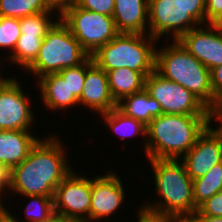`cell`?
<instances>
[{
  "label": "cell",
  "mask_w": 222,
  "mask_h": 222,
  "mask_svg": "<svg viewBox=\"0 0 222 222\" xmlns=\"http://www.w3.org/2000/svg\"><path fill=\"white\" fill-rule=\"evenodd\" d=\"M49 137L40 139L27 158L10 170L8 189L22 196H54L57 186L73 169L67 162L62 140Z\"/></svg>",
  "instance_id": "cell-1"
},
{
  "label": "cell",
  "mask_w": 222,
  "mask_h": 222,
  "mask_svg": "<svg viewBox=\"0 0 222 222\" xmlns=\"http://www.w3.org/2000/svg\"><path fill=\"white\" fill-rule=\"evenodd\" d=\"M210 115L166 114L147 125L145 154L148 159H179L209 126Z\"/></svg>",
  "instance_id": "cell-2"
},
{
  "label": "cell",
  "mask_w": 222,
  "mask_h": 222,
  "mask_svg": "<svg viewBox=\"0 0 222 222\" xmlns=\"http://www.w3.org/2000/svg\"><path fill=\"white\" fill-rule=\"evenodd\" d=\"M154 169L155 190L159 203L143 204L142 208L173 218L193 217L197 211L193 197V180L178 159H148Z\"/></svg>",
  "instance_id": "cell-3"
},
{
  "label": "cell",
  "mask_w": 222,
  "mask_h": 222,
  "mask_svg": "<svg viewBox=\"0 0 222 222\" xmlns=\"http://www.w3.org/2000/svg\"><path fill=\"white\" fill-rule=\"evenodd\" d=\"M155 70L163 77L178 83L192 92L211 111L214 110V94L211 86V72L178 40L172 45L156 48Z\"/></svg>",
  "instance_id": "cell-4"
},
{
  "label": "cell",
  "mask_w": 222,
  "mask_h": 222,
  "mask_svg": "<svg viewBox=\"0 0 222 222\" xmlns=\"http://www.w3.org/2000/svg\"><path fill=\"white\" fill-rule=\"evenodd\" d=\"M156 41L149 34L119 33L91 56L105 72L126 67L146 78L155 71Z\"/></svg>",
  "instance_id": "cell-5"
},
{
  "label": "cell",
  "mask_w": 222,
  "mask_h": 222,
  "mask_svg": "<svg viewBox=\"0 0 222 222\" xmlns=\"http://www.w3.org/2000/svg\"><path fill=\"white\" fill-rule=\"evenodd\" d=\"M89 56L60 19L43 38L35 61L25 71H31L39 79L64 68L78 66Z\"/></svg>",
  "instance_id": "cell-6"
},
{
  "label": "cell",
  "mask_w": 222,
  "mask_h": 222,
  "mask_svg": "<svg viewBox=\"0 0 222 222\" xmlns=\"http://www.w3.org/2000/svg\"><path fill=\"white\" fill-rule=\"evenodd\" d=\"M58 16L90 56L119 34L112 16L88 11L76 4Z\"/></svg>",
  "instance_id": "cell-7"
},
{
  "label": "cell",
  "mask_w": 222,
  "mask_h": 222,
  "mask_svg": "<svg viewBox=\"0 0 222 222\" xmlns=\"http://www.w3.org/2000/svg\"><path fill=\"white\" fill-rule=\"evenodd\" d=\"M145 90L161 105L162 112L179 115H210L211 110L192 92L156 70L145 78Z\"/></svg>",
  "instance_id": "cell-8"
},
{
  "label": "cell",
  "mask_w": 222,
  "mask_h": 222,
  "mask_svg": "<svg viewBox=\"0 0 222 222\" xmlns=\"http://www.w3.org/2000/svg\"><path fill=\"white\" fill-rule=\"evenodd\" d=\"M71 171L54 191L55 216L70 222H90L92 179Z\"/></svg>",
  "instance_id": "cell-9"
},
{
  "label": "cell",
  "mask_w": 222,
  "mask_h": 222,
  "mask_svg": "<svg viewBox=\"0 0 222 222\" xmlns=\"http://www.w3.org/2000/svg\"><path fill=\"white\" fill-rule=\"evenodd\" d=\"M199 25L178 0L148 1V34L157 40L161 36L169 35L170 32L172 35L170 37L178 40L183 34Z\"/></svg>",
  "instance_id": "cell-10"
},
{
  "label": "cell",
  "mask_w": 222,
  "mask_h": 222,
  "mask_svg": "<svg viewBox=\"0 0 222 222\" xmlns=\"http://www.w3.org/2000/svg\"><path fill=\"white\" fill-rule=\"evenodd\" d=\"M178 41L210 71L222 65L221 24L208 23L202 27L199 25L183 34Z\"/></svg>",
  "instance_id": "cell-11"
},
{
  "label": "cell",
  "mask_w": 222,
  "mask_h": 222,
  "mask_svg": "<svg viewBox=\"0 0 222 222\" xmlns=\"http://www.w3.org/2000/svg\"><path fill=\"white\" fill-rule=\"evenodd\" d=\"M21 86L13 79L0 91V130L30 131L34 114Z\"/></svg>",
  "instance_id": "cell-12"
},
{
  "label": "cell",
  "mask_w": 222,
  "mask_h": 222,
  "mask_svg": "<svg viewBox=\"0 0 222 222\" xmlns=\"http://www.w3.org/2000/svg\"><path fill=\"white\" fill-rule=\"evenodd\" d=\"M95 177L92 179L90 221L96 222L119 210L125 200V191L121 179L112 170Z\"/></svg>",
  "instance_id": "cell-13"
},
{
  "label": "cell",
  "mask_w": 222,
  "mask_h": 222,
  "mask_svg": "<svg viewBox=\"0 0 222 222\" xmlns=\"http://www.w3.org/2000/svg\"><path fill=\"white\" fill-rule=\"evenodd\" d=\"M187 174L192 180L205 175L222 162V141L209 125L197 138L195 145L182 157Z\"/></svg>",
  "instance_id": "cell-14"
},
{
  "label": "cell",
  "mask_w": 222,
  "mask_h": 222,
  "mask_svg": "<svg viewBox=\"0 0 222 222\" xmlns=\"http://www.w3.org/2000/svg\"><path fill=\"white\" fill-rule=\"evenodd\" d=\"M79 105L95 110L98 114L117 108V102L109 88L107 74L93 61L92 56L87 58V71Z\"/></svg>",
  "instance_id": "cell-15"
},
{
  "label": "cell",
  "mask_w": 222,
  "mask_h": 222,
  "mask_svg": "<svg viewBox=\"0 0 222 222\" xmlns=\"http://www.w3.org/2000/svg\"><path fill=\"white\" fill-rule=\"evenodd\" d=\"M148 1L115 0L112 17L119 33L148 34Z\"/></svg>",
  "instance_id": "cell-16"
},
{
  "label": "cell",
  "mask_w": 222,
  "mask_h": 222,
  "mask_svg": "<svg viewBox=\"0 0 222 222\" xmlns=\"http://www.w3.org/2000/svg\"><path fill=\"white\" fill-rule=\"evenodd\" d=\"M40 140L24 130H0V161L11 170L23 162Z\"/></svg>",
  "instance_id": "cell-17"
},
{
  "label": "cell",
  "mask_w": 222,
  "mask_h": 222,
  "mask_svg": "<svg viewBox=\"0 0 222 222\" xmlns=\"http://www.w3.org/2000/svg\"><path fill=\"white\" fill-rule=\"evenodd\" d=\"M37 86L40 88L42 101L47 109H67L79 104V99L71 92L67 81L58 73H51L38 79Z\"/></svg>",
  "instance_id": "cell-18"
},
{
  "label": "cell",
  "mask_w": 222,
  "mask_h": 222,
  "mask_svg": "<svg viewBox=\"0 0 222 222\" xmlns=\"http://www.w3.org/2000/svg\"><path fill=\"white\" fill-rule=\"evenodd\" d=\"M117 109L125 116L134 118L147 126L153 118L163 114L161 105L152 98L145 88L123 97L117 102Z\"/></svg>",
  "instance_id": "cell-19"
},
{
  "label": "cell",
  "mask_w": 222,
  "mask_h": 222,
  "mask_svg": "<svg viewBox=\"0 0 222 222\" xmlns=\"http://www.w3.org/2000/svg\"><path fill=\"white\" fill-rule=\"evenodd\" d=\"M106 74L111 94L116 102L125 96L142 91L145 87V77L129 68L112 69Z\"/></svg>",
  "instance_id": "cell-20"
},
{
  "label": "cell",
  "mask_w": 222,
  "mask_h": 222,
  "mask_svg": "<svg viewBox=\"0 0 222 222\" xmlns=\"http://www.w3.org/2000/svg\"><path fill=\"white\" fill-rule=\"evenodd\" d=\"M220 190H222V162L216 164L202 177L193 180L195 206L198 208Z\"/></svg>",
  "instance_id": "cell-21"
},
{
  "label": "cell",
  "mask_w": 222,
  "mask_h": 222,
  "mask_svg": "<svg viewBox=\"0 0 222 222\" xmlns=\"http://www.w3.org/2000/svg\"><path fill=\"white\" fill-rule=\"evenodd\" d=\"M106 122L107 127H110L114 133L121 136L123 139L131 136L144 135L146 136L147 126L142 122L125 116L117 108L110 110L107 113L100 114Z\"/></svg>",
  "instance_id": "cell-22"
},
{
  "label": "cell",
  "mask_w": 222,
  "mask_h": 222,
  "mask_svg": "<svg viewBox=\"0 0 222 222\" xmlns=\"http://www.w3.org/2000/svg\"><path fill=\"white\" fill-rule=\"evenodd\" d=\"M45 36L21 34L14 51L9 53V61L26 70L36 59Z\"/></svg>",
  "instance_id": "cell-23"
},
{
  "label": "cell",
  "mask_w": 222,
  "mask_h": 222,
  "mask_svg": "<svg viewBox=\"0 0 222 222\" xmlns=\"http://www.w3.org/2000/svg\"><path fill=\"white\" fill-rule=\"evenodd\" d=\"M47 0H0V16L24 18L49 11Z\"/></svg>",
  "instance_id": "cell-24"
},
{
  "label": "cell",
  "mask_w": 222,
  "mask_h": 222,
  "mask_svg": "<svg viewBox=\"0 0 222 222\" xmlns=\"http://www.w3.org/2000/svg\"><path fill=\"white\" fill-rule=\"evenodd\" d=\"M30 202L24 208L26 214L25 221L22 222H51L56 216L54 211L53 197L42 195H27ZM16 221L21 222L18 218L11 215Z\"/></svg>",
  "instance_id": "cell-25"
},
{
  "label": "cell",
  "mask_w": 222,
  "mask_h": 222,
  "mask_svg": "<svg viewBox=\"0 0 222 222\" xmlns=\"http://www.w3.org/2000/svg\"><path fill=\"white\" fill-rule=\"evenodd\" d=\"M53 11L56 10L51 8L49 11L46 12H41L38 14L20 18L19 21H20L21 34L46 36L48 31L58 21V20L53 21L52 18L50 19L51 17L50 14H52Z\"/></svg>",
  "instance_id": "cell-26"
},
{
  "label": "cell",
  "mask_w": 222,
  "mask_h": 222,
  "mask_svg": "<svg viewBox=\"0 0 222 222\" xmlns=\"http://www.w3.org/2000/svg\"><path fill=\"white\" fill-rule=\"evenodd\" d=\"M20 35L18 18L0 16V48H10L11 51H14Z\"/></svg>",
  "instance_id": "cell-27"
},
{
  "label": "cell",
  "mask_w": 222,
  "mask_h": 222,
  "mask_svg": "<svg viewBox=\"0 0 222 222\" xmlns=\"http://www.w3.org/2000/svg\"><path fill=\"white\" fill-rule=\"evenodd\" d=\"M87 71V59L80 65L64 68L58 74L67 81L71 92L79 99L84 88L85 76Z\"/></svg>",
  "instance_id": "cell-28"
},
{
  "label": "cell",
  "mask_w": 222,
  "mask_h": 222,
  "mask_svg": "<svg viewBox=\"0 0 222 222\" xmlns=\"http://www.w3.org/2000/svg\"><path fill=\"white\" fill-rule=\"evenodd\" d=\"M194 215H208L212 217H222V190L214 194L202 203Z\"/></svg>",
  "instance_id": "cell-29"
},
{
  "label": "cell",
  "mask_w": 222,
  "mask_h": 222,
  "mask_svg": "<svg viewBox=\"0 0 222 222\" xmlns=\"http://www.w3.org/2000/svg\"><path fill=\"white\" fill-rule=\"evenodd\" d=\"M76 5L88 11L113 16L115 0H77Z\"/></svg>",
  "instance_id": "cell-30"
},
{
  "label": "cell",
  "mask_w": 222,
  "mask_h": 222,
  "mask_svg": "<svg viewBox=\"0 0 222 222\" xmlns=\"http://www.w3.org/2000/svg\"><path fill=\"white\" fill-rule=\"evenodd\" d=\"M178 2L200 25L205 24L206 0H178Z\"/></svg>",
  "instance_id": "cell-31"
},
{
  "label": "cell",
  "mask_w": 222,
  "mask_h": 222,
  "mask_svg": "<svg viewBox=\"0 0 222 222\" xmlns=\"http://www.w3.org/2000/svg\"><path fill=\"white\" fill-rule=\"evenodd\" d=\"M222 24V0H206L205 24Z\"/></svg>",
  "instance_id": "cell-32"
},
{
  "label": "cell",
  "mask_w": 222,
  "mask_h": 222,
  "mask_svg": "<svg viewBox=\"0 0 222 222\" xmlns=\"http://www.w3.org/2000/svg\"><path fill=\"white\" fill-rule=\"evenodd\" d=\"M211 86L214 94V110L222 106V65L211 71Z\"/></svg>",
  "instance_id": "cell-33"
},
{
  "label": "cell",
  "mask_w": 222,
  "mask_h": 222,
  "mask_svg": "<svg viewBox=\"0 0 222 222\" xmlns=\"http://www.w3.org/2000/svg\"><path fill=\"white\" fill-rule=\"evenodd\" d=\"M138 222H174L175 218L163 215V214H157L151 211H148L144 208H140L138 212Z\"/></svg>",
  "instance_id": "cell-34"
},
{
  "label": "cell",
  "mask_w": 222,
  "mask_h": 222,
  "mask_svg": "<svg viewBox=\"0 0 222 222\" xmlns=\"http://www.w3.org/2000/svg\"><path fill=\"white\" fill-rule=\"evenodd\" d=\"M49 6L54 10H59L60 14L65 8L76 4L77 0H47Z\"/></svg>",
  "instance_id": "cell-35"
},
{
  "label": "cell",
  "mask_w": 222,
  "mask_h": 222,
  "mask_svg": "<svg viewBox=\"0 0 222 222\" xmlns=\"http://www.w3.org/2000/svg\"><path fill=\"white\" fill-rule=\"evenodd\" d=\"M214 119L218 121L219 127H216V129L215 128L212 129L217 133V135L221 138L222 141V106L210 112L209 125H211Z\"/></svg>",
  "instance_id": "cell-36"
},
{
  "label": "cell",
  "mask_w": 222,
  "mask_h": 222,
  "mask_svg": "<svg viewBox=\"0 0 222 222\" xmlns=\"http://www.w3.org/2000/svg\"><path fill=\"white\" fill-rule=\"evenodd\" d=\"M0 180L8 187L10 182V170L0 161Z\"/></svg>",
  "instance_id": "cell-37"
},
{
  "label": "cell",
  "mask_w": 222,
  "mask_h": 222,
  "mask_svg": "<svg viewBox=\"0 0 222 222\" xmlns=\"http://www.w3.org/2000/svg\"><path fill=\"white\" fill-rule=\"evenodd\" d=\"M197 222H222V217H212L208 215H193Z\"/></svg>",
  "instance_id": "cell-38"
},
{
  "label": "cell",
  "mask_w": 222,
  "mask_h": 222,
  "mask_svg": "<svg viewBox=\"0 0 222 222\" xmlns=\"http://www.w3.org/2000/svg\"><path fill=\"white\" fill-rule=\"evenodd\" d=\"M0 222H18L12 216L9 210H7L1 217Z\"/></svg>",
  "instance_id": "cell-39"
},
{
  "label": "cell",
  "mask_w": 222,
  "mask_h": 222,
  "mask_svg": "<svg viewBox=\"0 0 222 222\" xmlns=\"http://www.w3.org/2000/svg\"><path fill=\"white\" fill-rule=\"evenodd\" d=\"M13 79H14V77L3 78V76L0 75V91L4 87H6Z\"/></svg>",
  "instance_id": "cell-40"
},
{
  "label": "cell",
  "mask_w": 222,
  "mask_h": 222,
  "mask_svg": "<svg viewBox=\"0 0 222 222\" xmlns=\"http://www.w3.org/2000/svg\"><path fill=\"white\" fill-rule=\"evenodd\" d=\"M174 222H197L193 217L175 218Z\"/></svg>",
  "instance_id": "cell-41"
},
{
  "label": "cell",
  "mask_w": 222,
  "mask_h": 222,
  "mask_svg": "<svg viewBox=\"0 0 222 222\" xmlns=\"http://www.w3.org/2000/svg\"><path fill=\"white\" fill-rule=\"evenodd\" d=\"M5 189L7 190L8 187L0 180V201H1V194Z\"/></svg>",
  "instance_id": "cell-42"
},
{
  "label": "cell",
  "mask_w": 222,
  "mask_h": 222,
  "mask_svg": "<svg viewBox=\"0 0 222 222\" xmlns=\"http://www.w3.org/2000/svg\"><path fill=\"white\" fill-rule=\"evenodd\" d=\"M7 211L6 207L3 206V202L0 201V217Z\"/></svg>",
  "instance_id": "cell-43"
},
{
  "label": "cell",
  "mask_w": 222,
  "mask_h": 222,
  "mask_svg": "<svg viewBox=\"0 0 222 222\" xmlns=\"http://www.w3.org/2000/svg\"><path fill=\"white\" fill-rule=\"evenodd\" d=\"M51 222H70V221L55 217Z\"/></svg>",
  "instance_id": "cell-44"
}]
</instances>
